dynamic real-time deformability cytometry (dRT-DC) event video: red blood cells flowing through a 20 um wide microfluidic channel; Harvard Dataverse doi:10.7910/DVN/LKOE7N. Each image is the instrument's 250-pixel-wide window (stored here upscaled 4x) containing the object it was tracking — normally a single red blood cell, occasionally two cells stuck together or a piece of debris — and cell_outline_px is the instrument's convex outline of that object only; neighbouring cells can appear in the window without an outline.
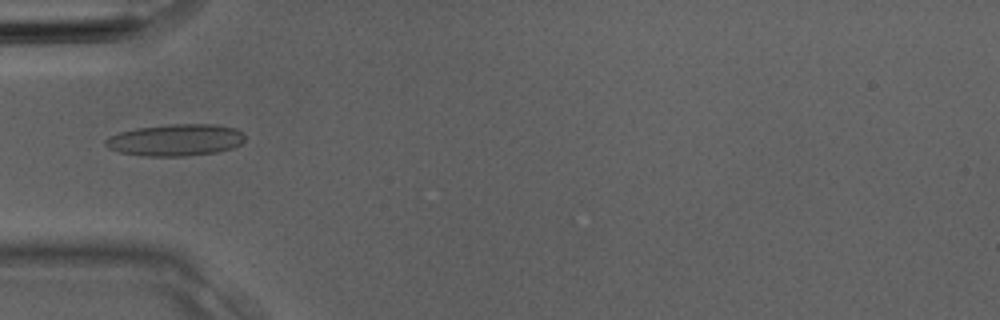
{"species": "Egyptian fruit bat (a non-hibernating species)", "species_latin": "Rousettus aegyptiacus", "temperature_condition": "room temperature", "stored_images_in_passage": 4, "camera_frame_rate_fps": 3000, "um_per_image_px": 0.085, "animal": {"sex": "male"}, "frame": {"image": 1, "passage_image": 4, "time_ms": 1.0, "image_size_px": [1000, 320], "cell_outline_px": [[244, 140], [240, 144], [232, 148], [216, 152], [184, 156], [144, 156], [120, 152], [108, 148], [104, 144], [104, 140], [108, 136], [120, 132], [136, 128], [168, 124], [216, 124], [236, 128], [244, 132]], "centroid_in_image_um": [14.92, 11.89], "position_along_channel_um": 70.1, "area_um2": 26.01}}